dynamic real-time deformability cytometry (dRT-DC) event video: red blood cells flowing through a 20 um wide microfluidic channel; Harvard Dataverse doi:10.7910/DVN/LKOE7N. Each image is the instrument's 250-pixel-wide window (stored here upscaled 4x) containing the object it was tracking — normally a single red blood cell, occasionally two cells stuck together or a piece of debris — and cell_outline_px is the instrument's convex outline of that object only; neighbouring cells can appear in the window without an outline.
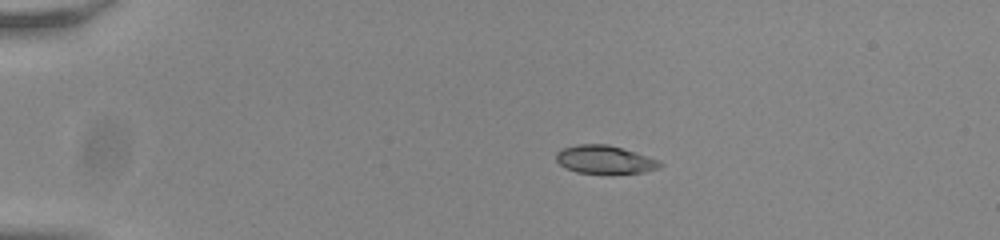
{"species": "common noctule bat (a hibernating species)", "species_latin": "Nyctalus noctula", "temperature_condition": "room temperature", "stored_images_in_passage": 44, "camera_frame_rate_fps": 3000, "um_per_image_px": 0.085, "animal": {"sex": "male", "body_mass_g": 20.0, "forearm_length_mm": 53.3}, "frame": {"image": 1, "passage_image": 1, "time_ms": 0.0, "image_size_px": [1000, 240], "cell_outline_px": [[664, 164], [660, 168], [644, 172], [576, 172], [564, 168], [556, 160], [556, 152], [564, 148], [576, 144], [608, 144], [636, 152], [660, 160]], "centroid_in_image_um": [51.42, 13.54], "position_along_channel_um": 33.6, "area_um2": 16.88}}
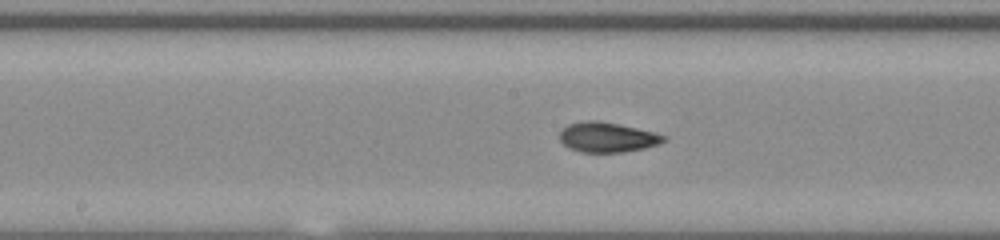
{"frame": {"image": 2, "passage_image": 19, "time_ms": 6.0, "image_size_px": [1000, 240], "cell_outline_px": [[668, 140], [660, 144], [644, 148], [620, 152], [580, 152], [568, 148], [560, 140], [560, 132], [568, 124], [588, 120], [600, 120], [636, 128], [668, 136]], "centroid_in_image_um": [51.63, 11.66], "position_along_channel_um": 196.6, "area_um2": 18.15}}
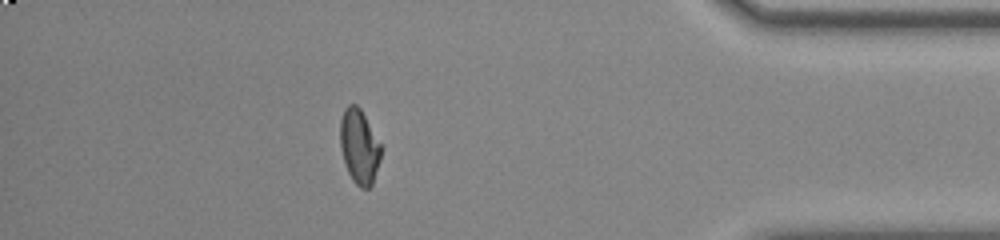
{"frame": {"image": 3, "passage_image": 38, "time_ms": 12.333, "image_size_px": [1000, 240], "cell_outline_px": [[380, 160], [372, 184], [368, 188], [360, 188], [352, 180], [348, 172], [340, 148], [340, 120], [344, 108], [348, 104], [356, 104], [360, 108], [380, 144]], "centroid_in_image_um": [30.51, 12.45], "position_along_channel_um": 404.7, "area_um2": 17.51}, "authors_computed_cell_mechanics": {"area_um2": 17.8024, "velocity_mm_per_s": 3.8224, "shape_relaxation_time_tau1_ms": 9.802, "shape_relaxation_time_tau2_ms": 1.48, "deformation_change_tau1": 0.2395, "deformation_change_tau2": 0.0673}}